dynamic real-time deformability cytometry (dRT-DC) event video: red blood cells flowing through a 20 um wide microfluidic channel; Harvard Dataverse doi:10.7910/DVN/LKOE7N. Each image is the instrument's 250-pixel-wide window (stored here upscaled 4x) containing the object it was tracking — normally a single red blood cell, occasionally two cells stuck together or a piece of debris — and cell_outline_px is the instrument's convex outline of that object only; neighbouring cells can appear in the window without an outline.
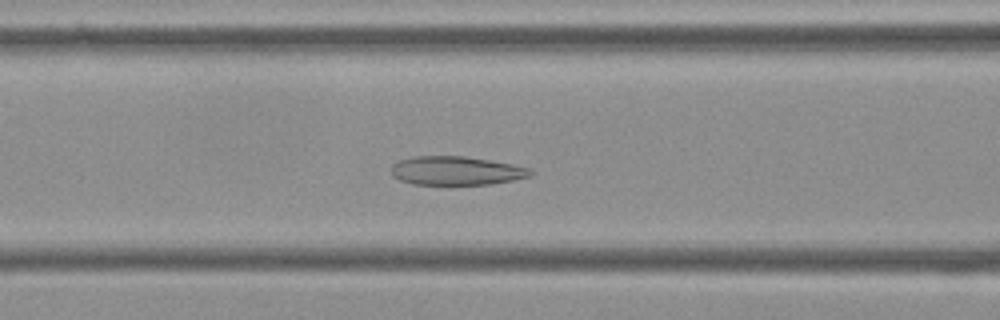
{"species": "Egyptian fruit bat (a non-hibernating species)", "species_latin": "Rousettus aegyptiacus", "temperature_condition": "cold", "stored_images_in_passage": 56, "camera_frame_rate_fps": 3000, "um_per_image_px": 0.085, "frame": {"image": 1, "passage_image": 23, "time_ms": 7.333, "image_size_px": [1000, 320], "cell_outline_px": [[536, 172], [532, 176], [512, 180], [488, 184], [452, 188], [448, 188], [412, 184], [400, 180], [392, 176], [392, 164], [400, 160], [412, 156], [464, 156], [512, 164], [528, 168]], "centroid_in_image_um": [38.75, 14.57], "position_along_channel_um": 127.9, "area_um2": 24.39}}
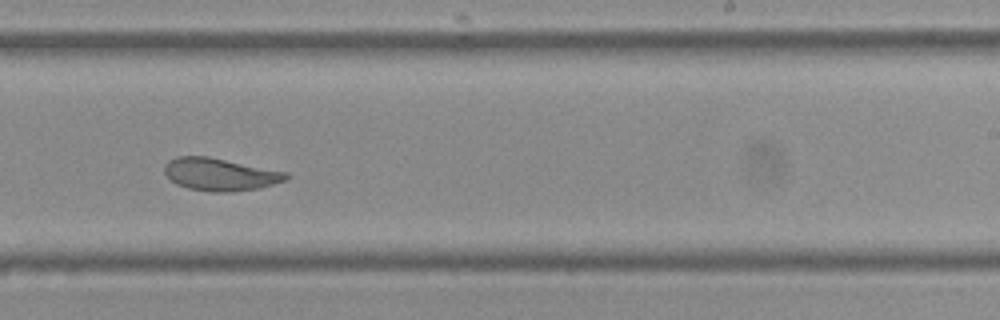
{"frame": {"image": 2, "passage_image": 35, "time_ms": 11.333, "image_size_px": [1000, 320], "cell_outline_px": [[292, 176], [288, 180], [260, 188], [228, 192], [212, 192], [188, 188], [176, 184], [164, 172], [164, 164], [168, 160], [176, 156], [208, 156], [288, 172]], "centroid_in_image_um": [18.74, 14.82], "position_along_channel_um": 270.3, "area_um2": 23.29}}
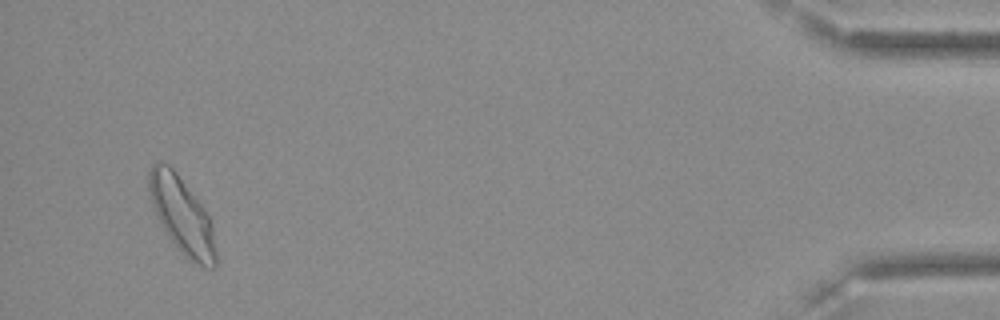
{"frame": {"image": 3, "passage_image": 54, "time_ms": 17.667, "image_size_px": [1000, 320], "cell_outline_px": [[216, 268], [204, 268], [188, 260], [184, 256], [168, 236], [160, 224], [152, 204], [148, 188], [148, 172], [152, 164], [156, 160], [160, 160], [168, 164], [172, 168], [204, 208], [208, 216], [212, 228], [216, 248]], "centroid_in_image_um": [15.45, 18.32], "position_along_channel_um": 419.8, "area_um2": 29.77}, "authors_computed_cell_mechanics": {"area_um2": 25.2586, "velocity_mm_per_s": 3.5668, "shape_relaxation_time_tau1_ms": 4.6826, "shape_relaxation_time_tau2_ms": 1.6204, "deformation_change_tau1": 0.121, "deformation_change_tau2": 0.0818}}